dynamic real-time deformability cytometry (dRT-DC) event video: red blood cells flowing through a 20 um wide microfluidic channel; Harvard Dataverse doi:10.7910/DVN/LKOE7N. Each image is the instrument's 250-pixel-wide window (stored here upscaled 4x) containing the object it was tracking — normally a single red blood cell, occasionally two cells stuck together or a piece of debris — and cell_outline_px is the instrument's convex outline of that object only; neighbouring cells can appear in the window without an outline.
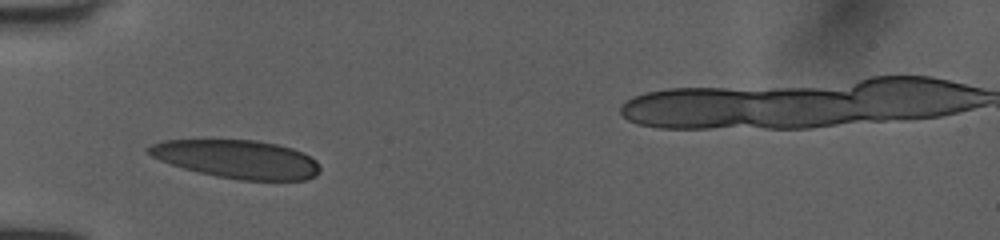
{"species": "human", "species_latin": "Homo sapiens", "temperature_condition": "room temperature", "stored_images_in_passage": 28, "camera_frame_rate_fps": 3000, "um_per_image_px": 0.085, "donor": {"sex": "female"}, "frame": {"image": 1, "passage_image": 1, "time_ms": 0.0, "image_size_px": [1000, 240], "cell_outline_px": [[320, 172], [316, 176], [308, 180], [240, 180], [216, 176], [184, 168], [160, 160], [152, 156], [144, 148], [160, 140], [256, 140], [276, 144], [292, 148], [304, 152], [316, 160], [320, 164]], "centroid_in_image_um": [20.19, 13.52], "position_along_channel_um": 64.8, "area_um2": 38.38}}
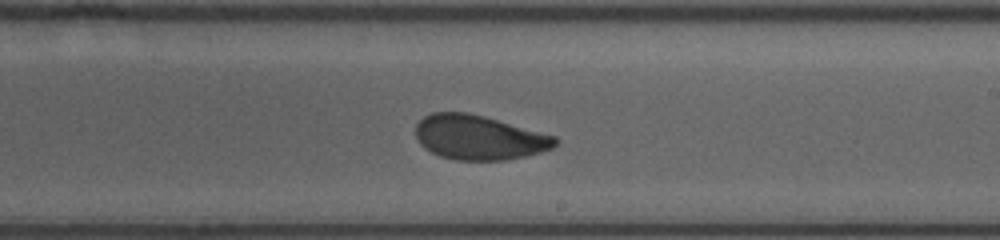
{"frame": {"image": 2, "passage_image": 15, "time_ms": 4.667, "image_size_px": [1000, 240], "cell_outline_px": [[556, 144], [552, 148], [540, 152], [524, 156], [504, 160], [456, 160], [440, 156], [424, 148], [420, 144], [416, 136], [416, 124], [424, 116], [432, 112], [468, 112], [484, 116], [556, 136]], "centroid_in_image_um": [40.68, 11.68], "position_along_channel_um": 248.3, "area_um2": 36.07}}
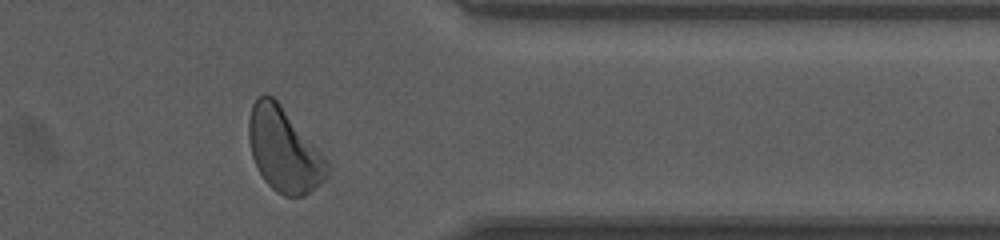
{"frame": {"image": 3, "passage_image": 26, "time_ms": 8.333, "image_size_px": [1000, 240], "cell_outline_px": [[328, 176], [320, 184], [304, 196], [284, 196], [276, 192], [264, 180], [252, 156], [248, 140], [248, 120], [252, 104], [264, 92], [272, 96], [280, 104], [320, 152], [328, 164]], "centroid_in_image_um": [24.1, 12.75], "position_along_channel_um": 387.3, "area_um2": 37.8}, "authors_computed_cell_mechanics": {"area_um2": 36.9631, "velocity_mm_per_s": 4.0259, "shape_relaxation_time_tau1_ms": 2.9367, "shape_relaxation_time_tau2_ms": 1.0796, "deformation_change_tau1": 0.1304, "deformation_change_tau2": 0.0699}}